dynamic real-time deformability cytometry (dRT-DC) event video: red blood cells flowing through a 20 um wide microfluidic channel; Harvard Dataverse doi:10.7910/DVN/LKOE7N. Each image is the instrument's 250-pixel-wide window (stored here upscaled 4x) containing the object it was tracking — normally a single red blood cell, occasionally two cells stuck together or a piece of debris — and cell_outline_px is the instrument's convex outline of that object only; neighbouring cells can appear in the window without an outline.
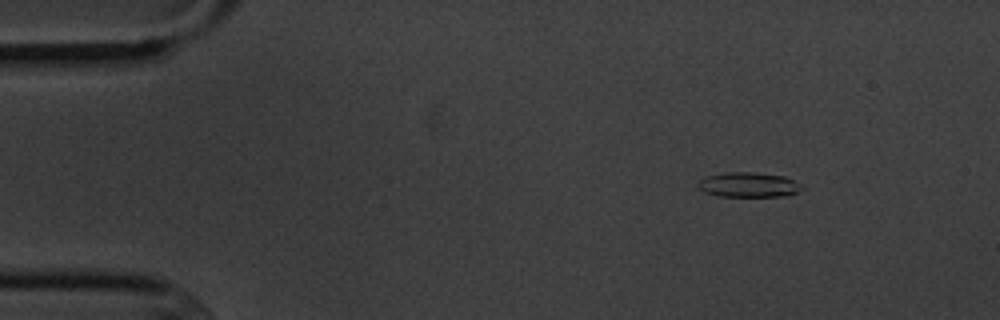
{"species": "common noctule bat (a hibernating species)", "species_latin": "Nyctalus noctula", "temperature_condition": "cold", "stored_images_in_passage": 5, "camera_frame_rate_fps": 3000, "um_per_image_px": 0.085, "animal": {"sex": "male", "body_mass_g": 20.1, "forearm_length_mm": 53.5}, "frame": {"image": 1, "passage_image": 2, "time_ms": 1.333, "image_size_px": [1000, 320], "cell_outline_px": [[804, 188], [788, 196], [716, 196], [704, 192], [696, 184], [700, 180], [708, 176], [724, 172], [756, 172], [784, 176], [792, 180]], "centroid_in_image_um": [63.6, 15.7], "position_along_channel_um": 21.4, "area_um2": 14.97}}